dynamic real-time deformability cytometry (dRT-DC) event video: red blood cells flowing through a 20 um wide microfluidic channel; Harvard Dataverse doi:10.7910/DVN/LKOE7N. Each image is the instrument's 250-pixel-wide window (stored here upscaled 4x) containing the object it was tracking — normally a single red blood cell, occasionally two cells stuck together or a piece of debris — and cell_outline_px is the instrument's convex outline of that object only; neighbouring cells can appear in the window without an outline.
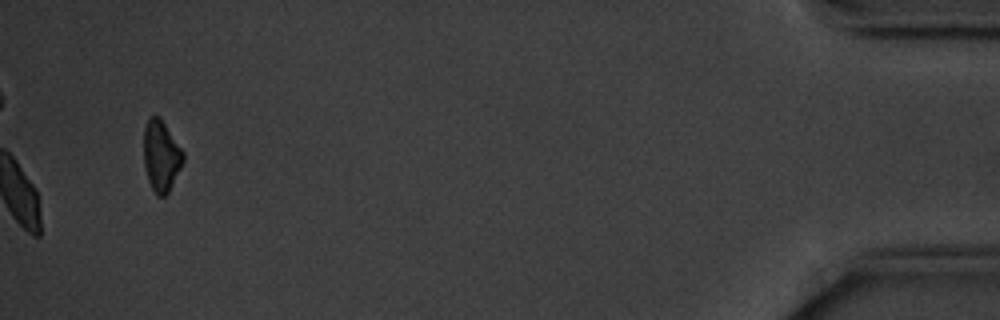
{"species": "common noctule bat (a hibernating species)", "species_latin": "Nyctalus noctula", "temperature_condition": "cold", "stored_images_in_passage": 16, "camera_frame_rate_fps": 3000, "um_per_image_px": 0.085, "animal": {"sex": "male", "body_mass_g": 20.1, "forearm_length_mm": 53.5}, "frame": {"image": 1, "passage_image": 16, "time_ms": 18.667, "image_size_px": [1000, 320], "cell_outline_px": [[184, 160], [168, 192], [164, 196], [156, 196], [148, 180], [144, 164], [144, 128], [148, 116], [160, 116], [184, 152]], "centroid_in_image_um": [13.69, 13.22], "position_along_channel_um": 421.5, "area_um2": 16.3}, "authors_computed_cell_mechanics": {"area_um2": 19.1607, "velocity_mm_per_s": 3.5208, "shape_relaxation_time_tau1_ms": 1.3892, "shape_relaxation_time_tau2_ms": null, "deformation_change_tau1": 0.0516, "deformation_change_tau2": null}}